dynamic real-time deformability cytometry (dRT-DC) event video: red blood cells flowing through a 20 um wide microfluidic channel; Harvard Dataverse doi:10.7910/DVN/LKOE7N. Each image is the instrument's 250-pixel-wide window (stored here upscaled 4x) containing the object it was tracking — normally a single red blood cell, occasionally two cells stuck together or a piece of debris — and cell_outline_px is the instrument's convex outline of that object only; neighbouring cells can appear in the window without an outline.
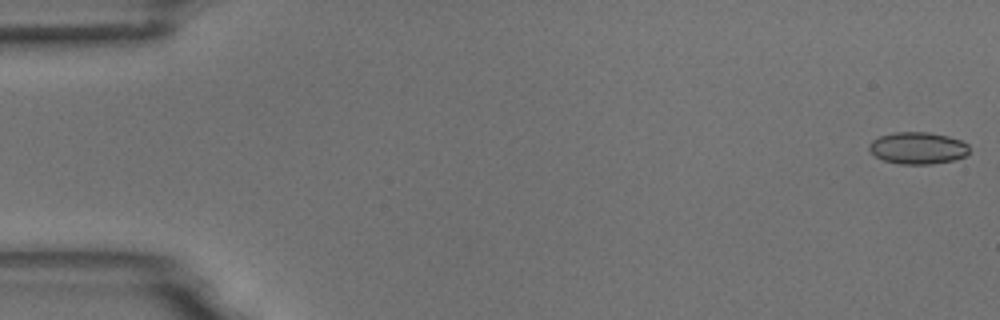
{"species": "common noctule bat (a hibernating species)", "species_latin": "Nyctalus noctula", "temperature_condition": "room temperature", "stored_images_in_passage": 54, "camera_frame_rate_fps": 3000, "um_per_image_px": 0.085, "animal": {"sex": "male", "body_mass_g": 18.8}, "frame": {"image": 1, "passage_image": 1, "time_ms": 0.0, "image_size_px": [1000, 320], "cell_outline_px": [[968, 152], [964, 156], [952, 160], [932, 164], [900, 164], [884, 160], [876, 156], [868, 148], [868, 144], [872, 140], [880, 136], [896, 132], [928, 132], [948, 136], [960, 140], [968, 144]], "centroid_in_image_um": [78.0, 12.58], "position_along_channel_um": 7.0, "area_um2": 18.5}}
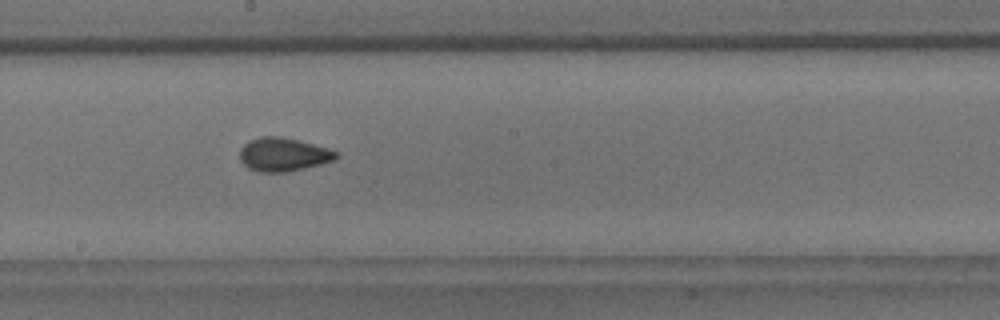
{"frame": {"image": 2, "passage_image": 30, "time_ms": 9.667, "image_size_px": [1000, 320], "cell_outline_px": [[340, 156], [336, 160], [304, 168], [284, 172], [260, 172], [248, 168], [240, 160], [240, 148], [244, 144], [260, 136], [280, 136], [328, 148], [340, 152]], "centroid_in_image_um": [24.1, 13.13], "position_along_channel_um": 224.1, "area_um2": 18.79}}
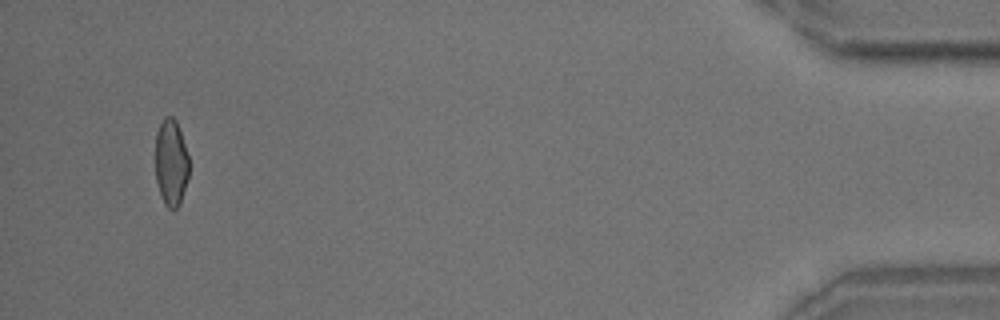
{"frame": {"image": 3, "passage_image": 52, "time_ms": 17.0, "image_size_px": [1000, 320], "cell_outline_px": [[188, 176], [180, 204], [172, 212], [164, 204], [156, 180], [156, 132], [164, 116], [172, 116], [176, 120], [188, 156]], "centroid_in_image_um": [14.53, 13.84], "position_along_channel_um": 420.7, "area_um2": 16.88}, "authors_computed_cell_mechanics": {"area_um2": 18.2648, "velocity_mm_per_s": 3.7299, "shape_relaxation_time_tau1_ms": null, "shape_relaxation_time_tau2_ms": 1.0973, "deformation_change_tau1": null, "deformation_change_tau2": 0.0666}}